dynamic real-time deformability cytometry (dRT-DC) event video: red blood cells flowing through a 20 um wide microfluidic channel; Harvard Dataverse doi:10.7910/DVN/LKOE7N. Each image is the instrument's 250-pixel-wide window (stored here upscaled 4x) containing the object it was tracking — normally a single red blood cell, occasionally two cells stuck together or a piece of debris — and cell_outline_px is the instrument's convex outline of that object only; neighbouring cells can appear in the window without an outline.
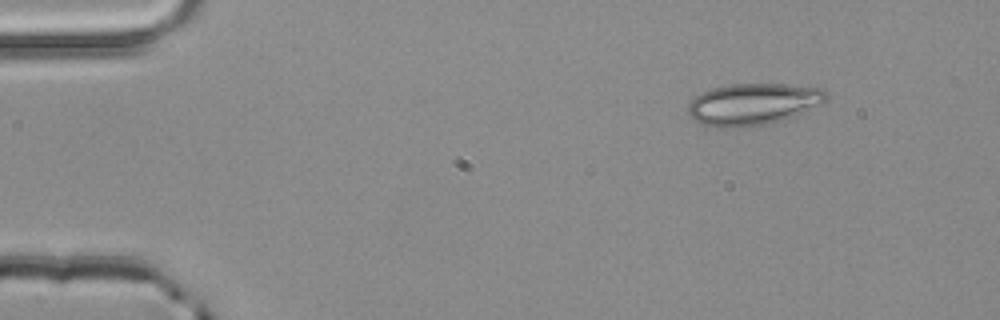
{"species": "common noctule bat (a hibernating species)", "species_latin": "Nyctalus noctula", "temperature_condition": "room temperature", "stored_images_in_passage": 3, "camera_frame_rate_fps": 3000, "um_per_image_px": 0.085, "animal": {"sex": "male", "body_mass_g": 20.4}, "frame": {"image": 1, "passage_image": 1, "time_ms": 0.0, "image_size_px": [1000, 320], "cell_outline_px": [[828, 100], [824, 104], [792, 116], [768, 124], [736, 128], [716, 128], [692, 120], [688, 112], [688, 104], [696, 96], [712, 88], [728, 84], [788, 84], [820, 88], [828, 96]], "centroid_in_image_um": [64.01, 8.86], "position_along_channel_um": 21.0, "area_um2": 33.7}}